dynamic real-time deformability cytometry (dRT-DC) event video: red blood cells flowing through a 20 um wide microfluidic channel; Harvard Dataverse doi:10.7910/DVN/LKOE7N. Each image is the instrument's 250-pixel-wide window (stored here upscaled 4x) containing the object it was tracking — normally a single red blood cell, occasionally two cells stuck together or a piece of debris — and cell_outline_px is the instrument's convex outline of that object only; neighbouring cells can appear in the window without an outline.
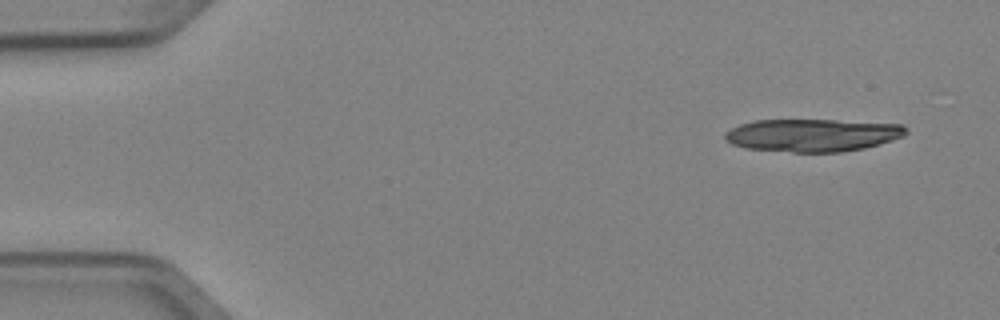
{"species": "Egyptian fruit bat (a non-hibernating species)", "species_latin": "Rousettus aegyptiacus", "temperature_condition": "cold", "stored_images_in_passage": 5, "camera_frame_rate_fps": 3000, "um_per_image_px": 0.085, "animal": {"sex": "female"}, "frame": {"image": 1, "passage_image": 1, "time_ms": 0.0, "image_size_px": [1000, 320], "cell_outline_px": [[908, 132], [904, 136], [880, 144], [864, 148], [844, 152], [792, 152], [744, 148], [732, 144], [724, 140], [724, 132], [740, 124], [752, 120], [836, 120], [904, 124], [908, 128]], "centroid_in_image_um": [69.08, 11.49], "position_along_channel_um": 15.9, "area_um2": 34.91}}